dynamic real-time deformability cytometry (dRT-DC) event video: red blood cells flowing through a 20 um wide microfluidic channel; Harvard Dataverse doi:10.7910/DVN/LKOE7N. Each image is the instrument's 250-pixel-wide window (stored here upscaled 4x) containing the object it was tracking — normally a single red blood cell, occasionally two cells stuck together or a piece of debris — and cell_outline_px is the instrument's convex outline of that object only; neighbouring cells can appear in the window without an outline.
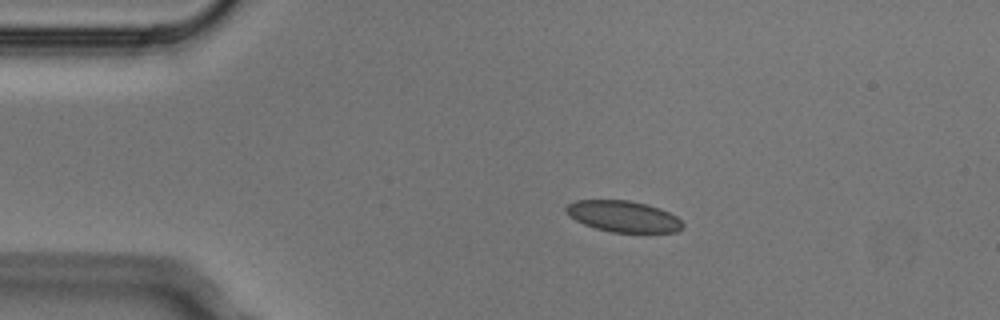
{"species": "Egyptian fruit bat (a non-hibernating species)", "species_latin": "Rousettus aegyptiacus", "temperature_condition": "cold", "stored_images_in_passage": 4, "segment_of_instrument_passage": [1, 2], "camera_frame_rate_fps": 3000, "um_per_image_px": 0.085, "animal": {"sex": "male"}, "frame": {"image": 1, "passage_image": 2, "time_ms": 0.333, "image_size_px": [1000, 320], "cell_outline_px": [[684, 224], [676, 232], [612, 232], [596, 228], [584, 224], [576, 220], [564, 212], [564, 208], [568, 204], [576, 200], [628, 200], [648, 204], [660, 208], [676, 216]], "centroid_in_image_um": [52.96, 18.38], "position_along_channel_um": 32.0, "area_um2": 21.15}}